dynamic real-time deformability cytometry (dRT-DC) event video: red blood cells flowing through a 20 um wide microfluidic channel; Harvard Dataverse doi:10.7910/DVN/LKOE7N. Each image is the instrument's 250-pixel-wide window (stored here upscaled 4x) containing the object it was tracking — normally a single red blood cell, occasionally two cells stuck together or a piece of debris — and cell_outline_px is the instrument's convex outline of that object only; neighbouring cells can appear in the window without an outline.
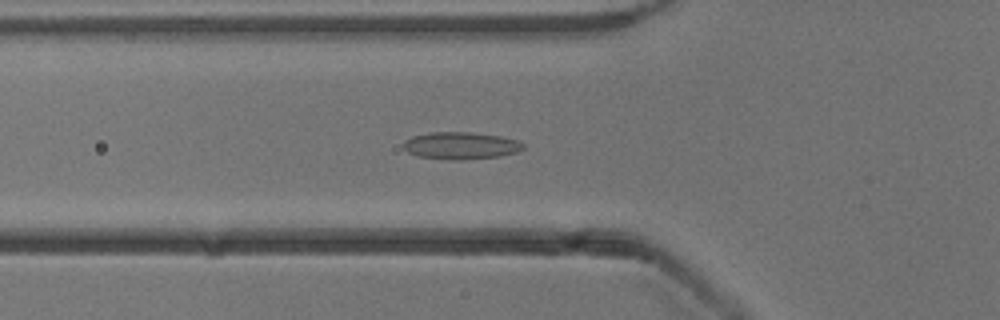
{"species": "common noctule bat (a hibernating species)", "species_latin": "Nyctalus noctula", "temperature_condition": "cold", "stored_images_in_passage": 46, "camera_frame_rate_fps": 3000, "um_per_image_px": 0.085, "animal": {"sex": "male", "body_mass_g": 13.3}, "frame": {"image": 1, "passage_image": 12, "time_ms": 3.667, "image_size_px": [1000, 320], "cell_outline_px": [[524, 148], [516, 152], [500, 156], [464, 160], [452, 160], [416, 156], [408, 152], [404, 148], [404, 140], [412, 136], [428, 132], [472, 132], [500, 136], [520, 140], [524, 144]], "centroid_in_image_um": [39.17, 12.37], "position_along_channel_um": 86.6, "area_um2": 19.19}}
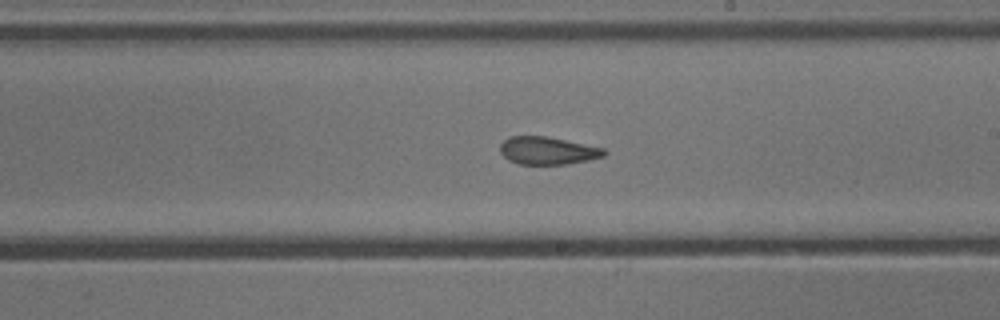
{"frame": {"image": 2, "passage_image": 24, "time_ms": 7.667, "image_size_px": [1000, 320], "cell_outline_px": [[608, 152], [604, 156], [588, 160], [568, 164], [520, 164], [508, 160], [500, 152], [500, 144], [508, 136], [544, 136], [604, 148]], "centroid_in_image_um": [46.53, 12.81], "position_along_channel_um": 242.5, "area_um2": 16.7}}
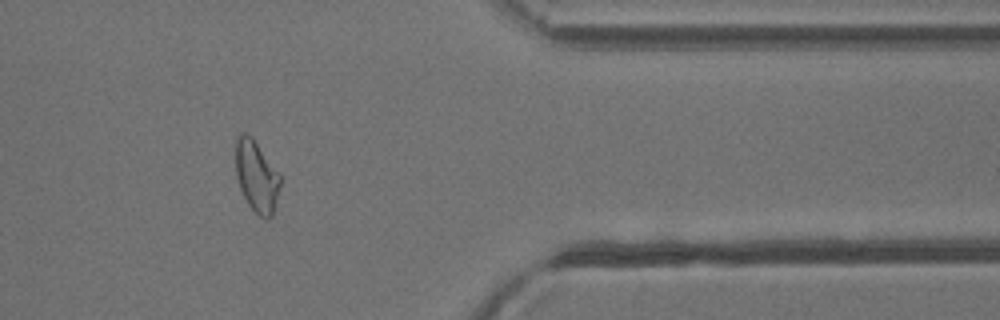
{"frame": {"image": 3, "passage_image": 37, "time_ms": 12.0, "image_size_px": [1000, 320], "cell_outline_px": [[280, 184], [272, 216], [260, 216], [248, 204], [240, 188], [236, 176], [236, 136], [244, 132], [252, 136], [280, 176]], "centroid_in_image_um": [21.78, 14.94], "position_along_channel_um": 389.6, "area_um2": 18.03}, "authors_computed_cell_mechanics": {"area_um2": 18.496, "velocity_mm_per_s": 3.8776, "shape_relaxation_time_tau1_ms": null, "shape_relaxation_time_tau2_ms": 1.5046, "deformation_change_tau1": null, "deformation_change_tau2": 0.0903}}